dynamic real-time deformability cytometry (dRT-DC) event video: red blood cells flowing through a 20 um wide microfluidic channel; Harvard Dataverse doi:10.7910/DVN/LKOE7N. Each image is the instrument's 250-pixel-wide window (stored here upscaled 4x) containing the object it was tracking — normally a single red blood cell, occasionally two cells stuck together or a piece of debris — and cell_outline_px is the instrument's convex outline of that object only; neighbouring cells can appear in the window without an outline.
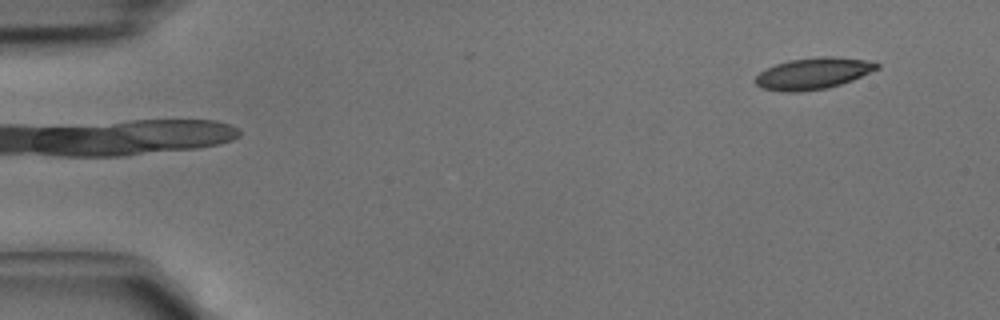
{"species": "common noctule bat (a hibernating species)", "species_latin": "Nyctalus noctula", "temperature_condition": "cold", "stored_images_in_passage": 3, "camera_frame_rate_fps": 3000, "um_per_image_px": 0.085, "animal": {"sex": "male", "body_mass_g": 15.6}, "frame": {"image": 1, "passage_image": 3, "time_ms": 0.667, "image_size_px": [1000, 320], "cell_outline_px": [[880, 68], [852, 80], [828, 88], [800, 92], [784, 92], [760, 88], [752, 80], [764, 68], [788, 60], [816, 56], [832, 56], [864, 60], [880, 64]], "centroid_in_image_um": [69.06, 6.24], "position_along_channel_um": 15.9, "area_um2": 22.54}}